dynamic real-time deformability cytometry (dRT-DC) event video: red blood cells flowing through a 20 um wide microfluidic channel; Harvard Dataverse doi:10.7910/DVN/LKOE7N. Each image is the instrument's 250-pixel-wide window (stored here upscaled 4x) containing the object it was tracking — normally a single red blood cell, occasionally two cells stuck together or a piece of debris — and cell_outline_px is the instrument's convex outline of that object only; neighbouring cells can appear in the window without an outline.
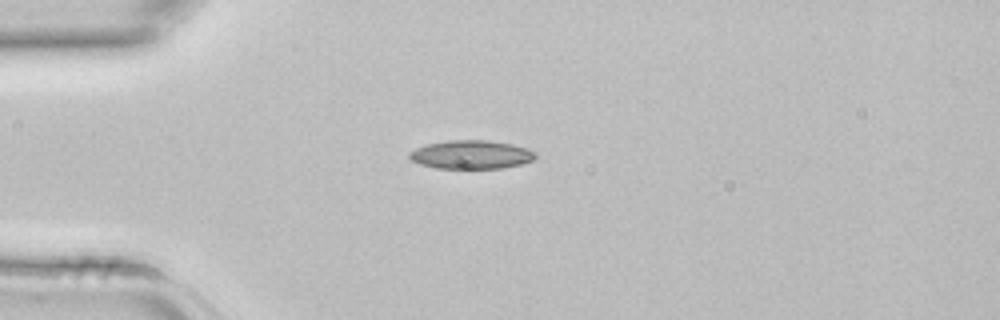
{"species": "common noctule bat (a hibernating species)", "species_latin": "Nyctalus noctula", "temperature_condition": "room temperature", "stored_images_in_passage": 2, "camera_frame_rate_fps": 3000, "um_per_image_px": 0.085, "animal": {"sex": "female", "body_mass_g": 22.7, "forearm_length_mm": 54.2}, "frame": {"image": 1, "passage_image": 2, "time_ms": 0.333, "image_size_px": [1000, 320], "cell_outline_px": [[536, 156], [532, 160], [520, 164], [504, 168], [436, 168], [420, 164], [412, 160], [408, 156], [408, 152], [424, 144], [448, 140], [488, 140], [512, 144], [528, 148], [536, 152]], "centroid_in_image_um": [40.04, 13.13], "position_along_channel_um": 45.0, "area_um2": 21.1}}